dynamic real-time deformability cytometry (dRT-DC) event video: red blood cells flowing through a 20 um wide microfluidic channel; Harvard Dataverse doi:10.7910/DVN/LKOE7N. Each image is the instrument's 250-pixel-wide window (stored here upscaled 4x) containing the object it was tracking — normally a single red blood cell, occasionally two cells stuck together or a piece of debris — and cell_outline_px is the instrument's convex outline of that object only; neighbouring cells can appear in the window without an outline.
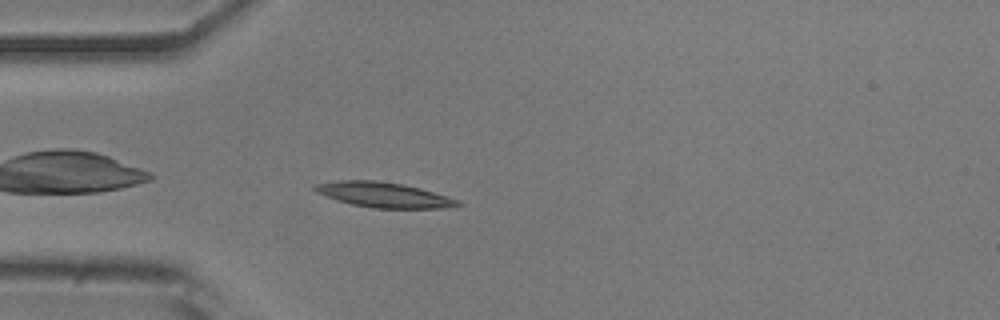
{"species": "common noctule bat (a hibernating species)", "species_latin": "Nyctalus noctula", "temperature_condition": "room temperature", "stored_images_in_passage": 40, "camera_frame_rate_fps": 3000, "um_per_image_px": 0.085, "animal": {"sex": "male", "body_mass_g": 20.5, "forearm_length_mm": 52.5}, "frame": {"image": 1, "passage_image": 2, "time_ms": 0.333, "image_size_px": [1000, 320], "cell_outline_px": [[464, 204], [440, 208], [372, 208], [352, 204], [336, 200], [316, 192], [312, 188], [312, 184], [336, 180], [376, 180], [404, 184], [420, 188], [460, 200]], "centroid_in_image_um": [32.57, 16.55], "position_along_channel_um": 52.4, "area_um2": 21.04}}
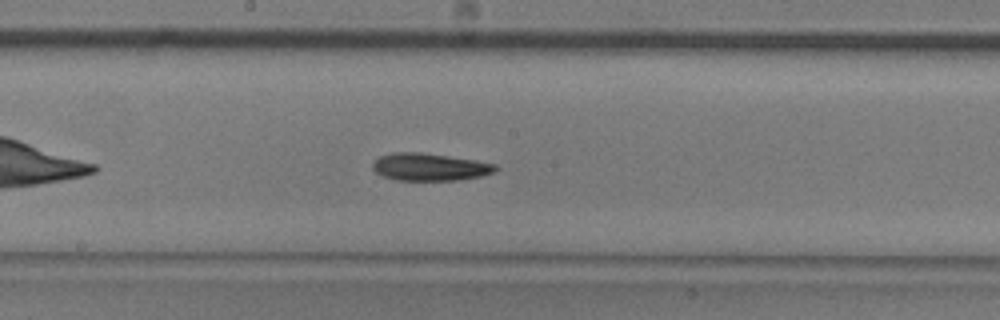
{"frame": {"image": 2, "passage_image": 15, "time_ms": 4.667, "image_size_px": [1000, 320], "cell_outline_px": [[496, 172], [480, 176], [460, 180], [396, 180], [384, 176], [376, 172], [372, 168], [372, 164], [380, 156], [392, 152], [420, 152], [448, 156], [496, 164]], "centroid_in_image_um": [36.51, 14.19], "position_along_channel_um": 211.7, "area_um2": 19.48}}
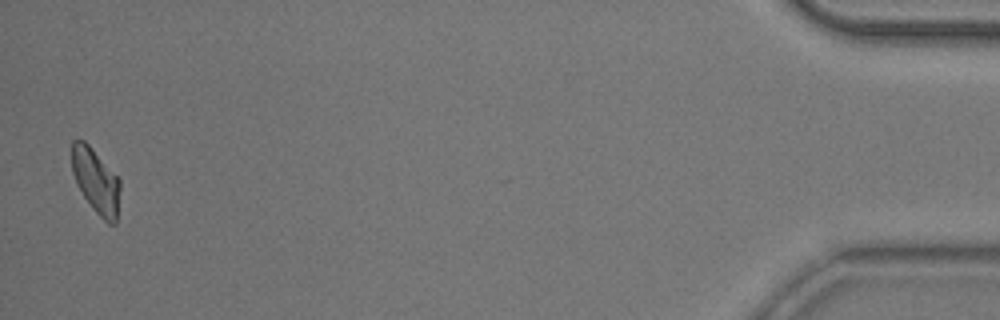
{"frame": {"image": 3, "passage_image": 39, "time_ms": 12.667, "image_size_px": [1000, 320], "cell_outline_px": [[120, 188], [116, 224], [108, 224], [96, 212], [84, 196], [76, 184], [72, 172], [72, 140], [84, 140], [92, 148], [120, 180]], "centroid_in_image_um": [8.15, 15.39], "position_along_channel_um": 427.1, "area_um2": 17.98}, "authors_computed_cell_mechanics": {"area_um2": 19.3052, "velocity_mm_per_s": 3.8423, "shape_relaxation_time_tau1_ms": 6.3551, "shape_relaxation_time_tau2_ms": 7.2456, "deformation_change_tau1": 0.1689, "deformation_change_tau2": 0.1344}}